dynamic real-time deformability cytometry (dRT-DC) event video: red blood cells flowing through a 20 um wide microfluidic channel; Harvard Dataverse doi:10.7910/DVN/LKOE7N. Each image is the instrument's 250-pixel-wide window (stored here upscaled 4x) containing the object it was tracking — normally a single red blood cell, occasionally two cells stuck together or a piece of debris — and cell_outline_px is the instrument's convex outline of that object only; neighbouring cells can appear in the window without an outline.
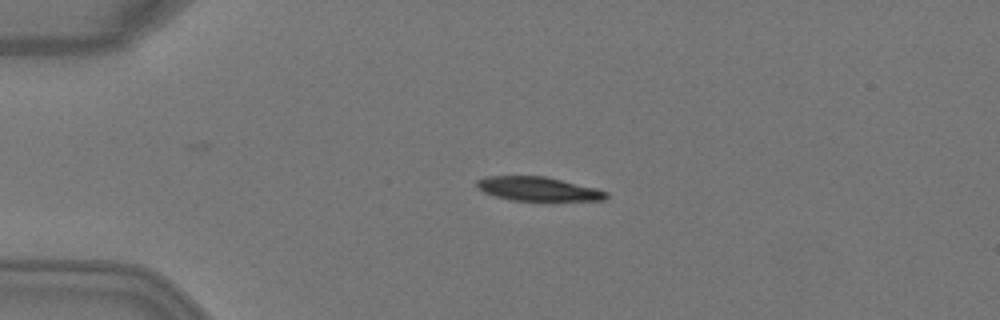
{"species": "Egyptian fruit bat (a non-hibernating species)", "species_latin": "Rousettus aegyptiacus", "temperature_condition": "warm", "stored_images_in_passage": 5, "camera_frame_rate_fps": 3000, "um_per_image_px": 0.085, "animal": {"sex": "female"}, "frame": {"image": 1, "passage_image": 3, "time_ms": 0.667, "image_size_px": [1000, 320], "cell_outline_px": [[608, 196], [604, 200], [552, 204], [512, 200], [496, 196], [484, 192], [476, 184], [476, 180], [484, 176], [544, 176], [596, 188], [608, 192]], "centroid_in_image_um": [45.83, 16.12], "position_along_channel_um": 39.2, "area_um2": 19.13}}